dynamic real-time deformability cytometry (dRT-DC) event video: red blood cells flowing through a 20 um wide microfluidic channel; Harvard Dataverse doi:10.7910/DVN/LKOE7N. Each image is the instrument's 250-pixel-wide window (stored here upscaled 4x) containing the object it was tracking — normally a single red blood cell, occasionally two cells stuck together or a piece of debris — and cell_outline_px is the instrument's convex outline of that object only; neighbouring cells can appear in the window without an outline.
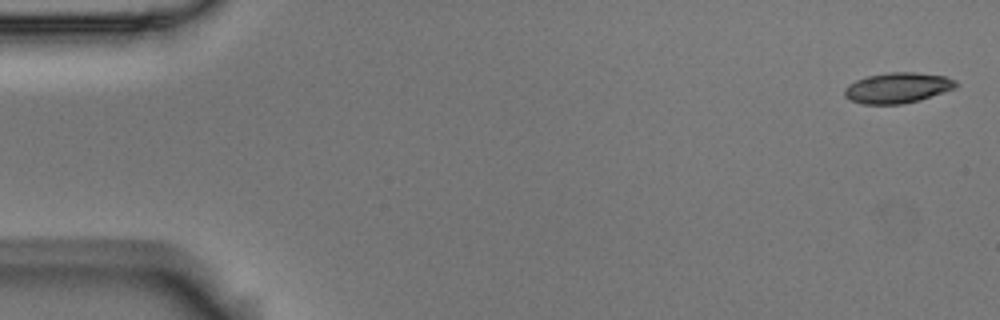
{"species": "Egyptian fruit bat (a non-hibernating species)", "species_latin": "Rousettus aegyptiacus", "temperature_condition": "room temperature", "stored_images_in_passage": 4, "camera_frame_rate_fps": 3000, "um_per_image_px": 0.085, "animal": {"sex": "male"}, "frame": {"image": 1, "passage_image": 1, "time_ms": 0.0, "image_size_px": [1000, 320], "cell_outline_px": [[956, 88], [920, 100], [900, 104], [860, 104], [844, 96], [844, 88], [848, 84], [856, 80], [868, 76], [888, 72], [916, 72], [944, 76], [956, 80]], "centroid_in_image_um": [76.28, 7.46], "position_along_channel_um": 8.7, "area_um2": 19.83}}
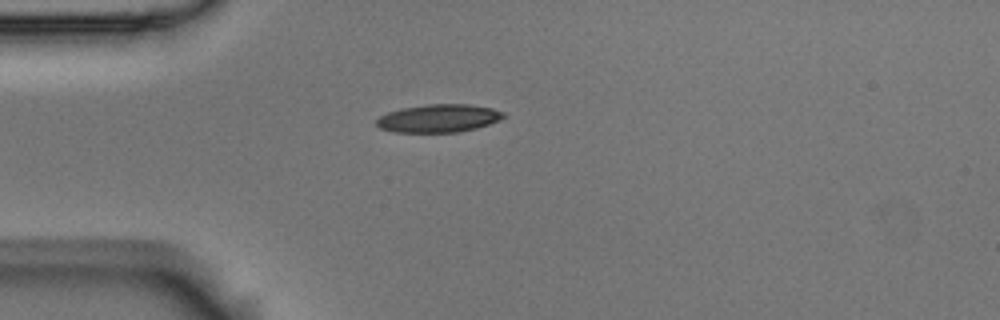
{"frame": {"image": 2, "passage_image": 4, "time_ms": 1.0, "image_size_px": [1000, 320], "cell_outline_px": [[504, 116], [500, 120], [476, 128], [460, 132], [392, 132], [380, 128], [376, 124], [376, 120], [380, 116], [388, 112], [400, 108], [428, 104], [468, 104], [492, 108], [504, 112]], "centroid_in_image_um": [37.27, 10.05], "position_along_channel_um": 47.7, "area_um2": 20.75}}